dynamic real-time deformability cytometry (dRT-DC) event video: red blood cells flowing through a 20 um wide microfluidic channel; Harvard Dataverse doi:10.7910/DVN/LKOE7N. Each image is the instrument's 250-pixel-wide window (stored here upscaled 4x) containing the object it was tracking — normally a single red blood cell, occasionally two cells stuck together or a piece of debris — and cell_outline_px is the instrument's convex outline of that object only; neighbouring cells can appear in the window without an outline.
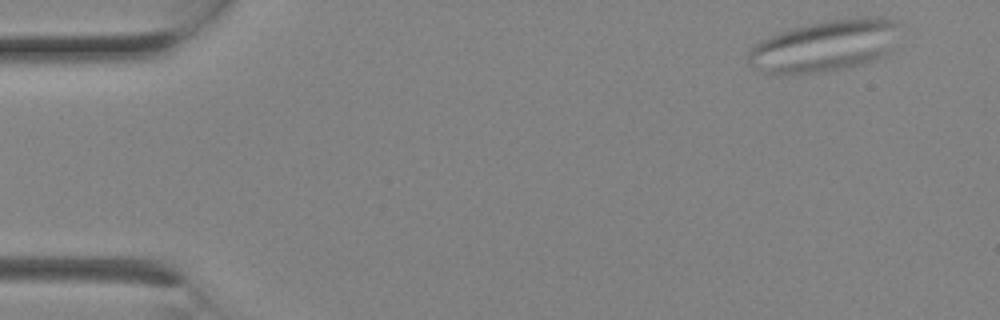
{"species": "Egyptian fruit bat (a non-hibernating species)", "species_latin": "Rousettus aegyptiacus", "temperature_condition": "room temperature", "stored_images_in_passage": 3, "camera_frame_rate_fps": 3000, "um_per_image_px": 0.085, "animal": {"sex": "female"}, "frame": {"image": 1, "passage_image": 3, "time_ms": 0.667, "image_size_px": [1000, 320], "cell_outline_px": [[900, 24], [892, 52], [876, 60], [864, 64], [848, 68], [820, 72], [780, 76], [764, 72], [748, 64], [748, 52], [760, 40], [768, 36], [792, 28], [832, 20], [860, 16], [880, 16], [896, 20]], "centroid_in_image_um": [70.16, 3.91], "position_along_channel_um": 14.8, "area_um2": 46.3}}